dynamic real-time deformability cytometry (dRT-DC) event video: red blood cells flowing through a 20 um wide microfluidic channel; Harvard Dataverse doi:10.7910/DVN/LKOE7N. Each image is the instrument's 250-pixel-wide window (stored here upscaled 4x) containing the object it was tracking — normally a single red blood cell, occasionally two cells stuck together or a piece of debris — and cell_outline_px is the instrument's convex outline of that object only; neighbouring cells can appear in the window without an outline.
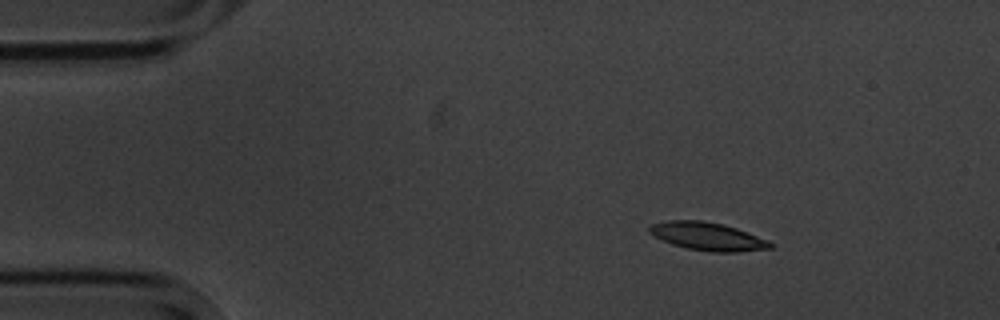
{"species": "common noctule bat (a hibernating species)", "species_latin": "Nyctalus noctula", "temperature_condition": "cold", "stored_images_in_passage": 4, "camera_frame_rate_fps": 3000, "um_per_image_px": 0.085, "animal": {"sex": "male", "body_mass_g": 20.1, "forearm_length_mm": 53.5}, "frame": {"image": 1, "passage_image": 2, "time_ms": 1.0, "image_size_px": [1000, 320], "cell_outline_px": [[776, 244], [772, 248], [736, 252], [712, 252], [688, 248], [672, 244], [648, 232], [648, 228], [652, 224], [668, 220], [700, 220], [724, 224], [736, 228], [768, 240]], "centroid_in_image_um": [60.18, 20.09], "position_along_channel_um": 24.8, "area_um2": 19.65}}